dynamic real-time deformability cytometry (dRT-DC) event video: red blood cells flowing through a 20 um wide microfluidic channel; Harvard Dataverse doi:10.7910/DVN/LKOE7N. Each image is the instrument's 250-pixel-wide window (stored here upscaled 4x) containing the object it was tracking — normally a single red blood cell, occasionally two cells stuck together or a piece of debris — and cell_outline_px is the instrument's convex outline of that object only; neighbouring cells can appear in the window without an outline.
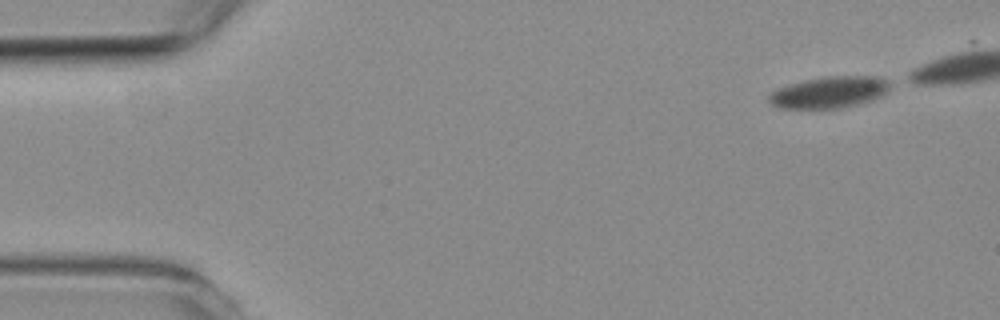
{"species": "common noctule bat (a hibernating species)", "species_latin": "Nyctalus noctula", "temperature_condition": "room temperature", "stored_images_in_passage": 8, "camera_frame_rate_fps": 3000, "um_per_image_px": 0.085, "animal": {"sex": "female", "body_mass_g": 19.3, "forearm_length_mm": 54.1}, "frame": {"image": 1, "passage_image": 1, "time_ms": 0.0, "image_size_px": [1000, 320], "cell_outline_px": [[888, 88], [880, 96], [872, 100], [840, 108], [780, 108], [772, 104], [768, 100], [768, 96], [772, 92], [780, 88], [804, 80], [828, 76], [880, 76], [888, 80]], "centroid_in_image_um": [70.49, 7.84], "position_along_channel_um": 14.5, "area_um2": 21.85}}
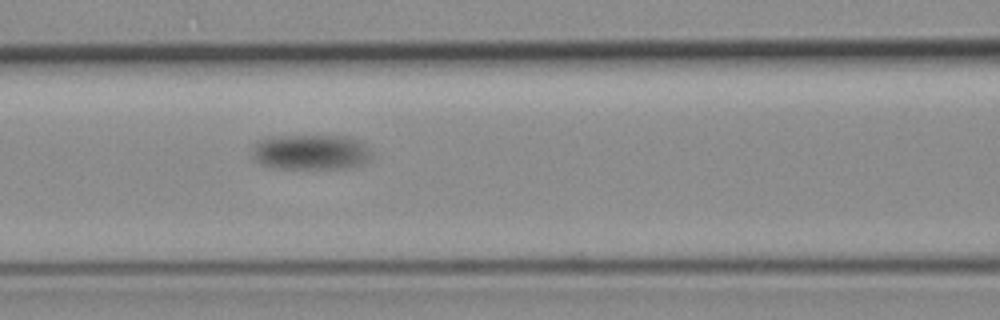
{"frame": {"image": 2, "passage_image": 8, "time_ms": 10.667, "image_size_px": [1000, 320], "cell_outline_px": [[372, 156], [364, 164], [352, 168], [268, 168], [252, 160], [252, 148], [256, 140], [268, 136], [348, 136], [360, 140], [368, 148]], "centroid_in_image_um": [26.37, 12.93], "position_along_channel_um": 140.2, "area_um2": 25.14}}